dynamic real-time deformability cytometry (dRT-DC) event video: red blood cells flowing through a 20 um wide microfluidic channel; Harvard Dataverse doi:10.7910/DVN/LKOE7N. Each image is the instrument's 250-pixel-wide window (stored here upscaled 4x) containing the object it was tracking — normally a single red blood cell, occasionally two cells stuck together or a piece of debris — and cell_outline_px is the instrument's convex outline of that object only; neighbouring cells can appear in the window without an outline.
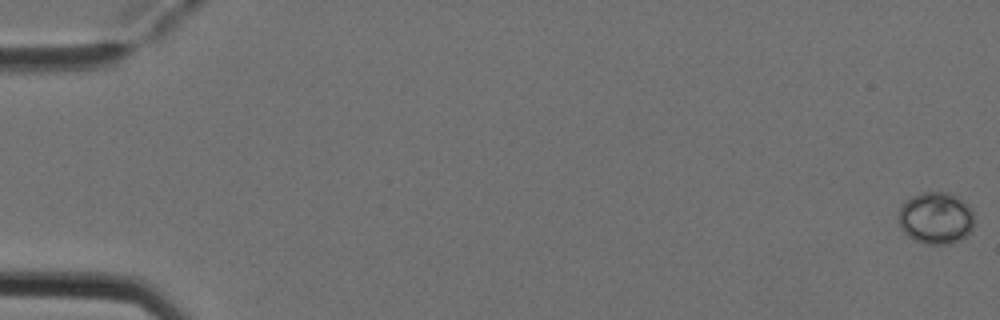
{"species": "Egyptian fruit bat (a non-hibernating species)", "species_latin": "Rousettus aegyptiacus", "temperature_condition": "cold", "stored_images_in_passage": 7, "camera_frame_rate_fps": 3000, "um_per_image_px": 0.085, "animal": {"sex": "female"}, "frame": {"image": 1, "passage_image": 1, "time_ms": 0.0, "image_size_px": [1000, 320], "cell_outline_px": [[972, 228], [968, 236], [952, 244], [924, 244], [908, 236], [900, 228], [896, 216], [900, 204], [912, 196], [920, 192], [948, 192], [964, 200], [972, 208]], "centroid_in_image_um": [79.51, 18.53], "position_along_channel_um": 5.5, "area_um2": 23.47}}
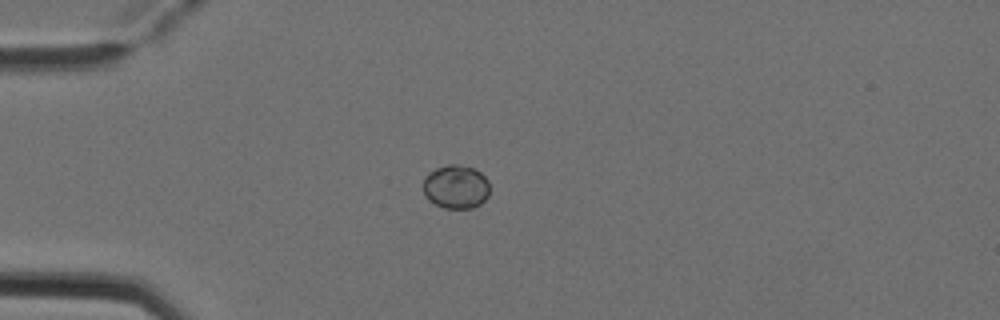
{"frame": {"image": 2, "passage_image": 5, "time_ms": 1.333, "image_size_px": [1000, 320], "cell_outline_px": [[488, 196], [480, 204], [472, 208], [444, 208], [428, 200], [424, 192], [424, 180], [436, 168], [448, 164], [456, 164], [472, 168], [480, 172], [488, 180]], "centroid_in_image_um": [38.77, 15.89], "position_along_channel_um": 46.2, "area_um2": 16.65}}
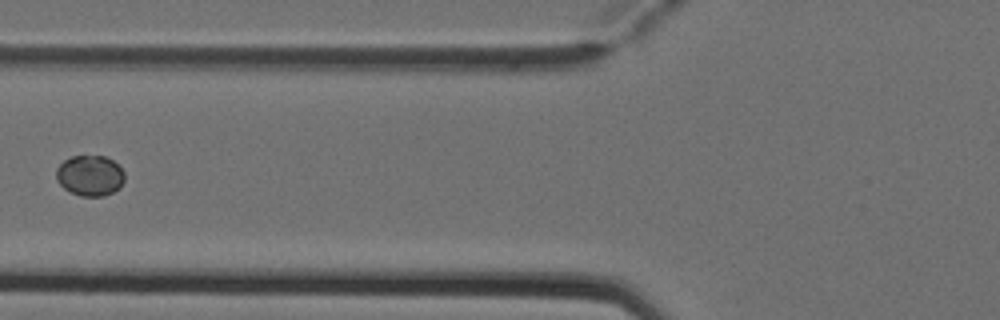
{"frame": {"image": 3, "passage_image": 7, "time_ms": 2.0, "image_size_px": [1000, 320], "cell_outline_px": [[124, 180], [120, 188], [104, 196], [80, 196], [64, 188], [56, 180], [56, 168], [64, 160], [72, 156], [104, 156], [112, 160], [124, 172]], "centroid_in_image_um": [7.64, 14.93], "position_along_channel_um": 118.2, "area_um2": 16.13}}